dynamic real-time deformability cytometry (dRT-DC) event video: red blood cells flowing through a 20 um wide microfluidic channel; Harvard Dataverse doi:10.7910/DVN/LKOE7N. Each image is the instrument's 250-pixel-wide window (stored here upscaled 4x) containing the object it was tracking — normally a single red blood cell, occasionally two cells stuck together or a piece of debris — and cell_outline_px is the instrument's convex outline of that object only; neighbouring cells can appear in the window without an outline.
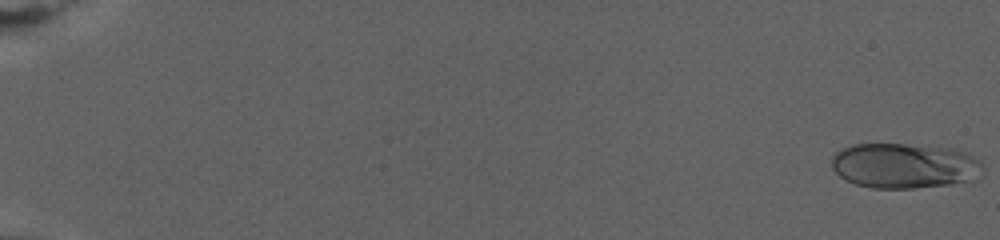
{"species": "human", "species_latin": "Homo sapiens", "temperature_condition": "warm", "stored_images_in_passage": 80, "camera_frame_rate_fps": 3000, "um_per_image_px": 0.085, "donor": {"sex": "female"}, "frame": {"image": 1, "passage_image": 1, "time_ms": 0.0, "image_size_px": [1000, 240], "cell_outline_px": [[984, 168], [964, 180], [948, 184], [912, 188], [872, 188], [856, 184], [840, 176], [832, 168], [832, 156], [836, 152], [852, 144], [904, 144], [952, 148], [972, 156], [980, 160], [984, 164]], "centroid_in_image_um": [76.8, 14.07], "position_along_channel_um": 8.2, "area_um2": 39.07}}
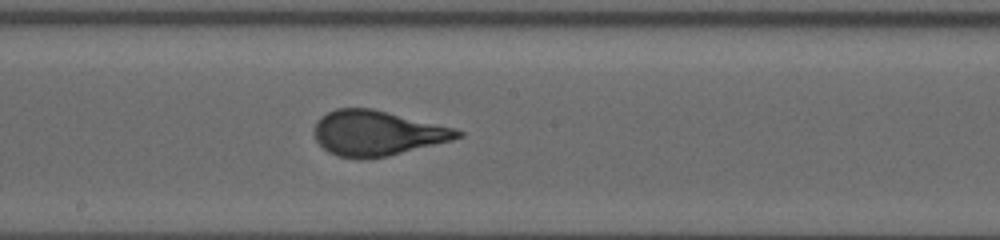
{"frame": {"image": 2, "passage_image": 47, "time_ms": 15.333, "image_size_px": [1000, 240], "cell_outline_px": [[464, 136], [452, 140], [388, 156], [360, 160], [356, 160], [336, 156], [328, 152], [316, 140], [316, 120], [320, 116], [336, 108], [372, 108], [456, 128], [464, 132]], "centroid_in_image_um": [32.06, 11.32], "position_along_channel_um": 216.1, "area_um2": 37.8}}
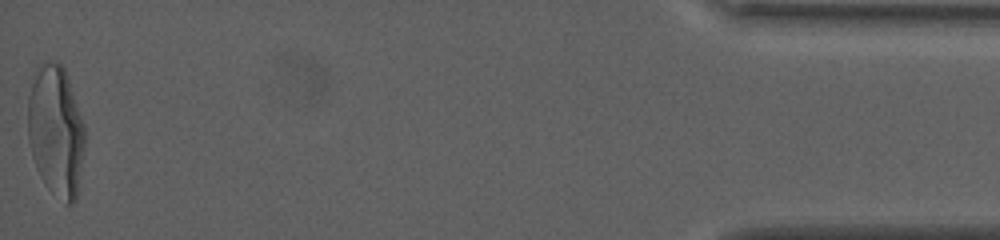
{"frame": {"image": 3, "passage_image": 80, "time_ms": 26.333, "image_size_px": [1000, 240], "cell_outline_px": [[84, 148], [76, 200], [72, 204], [64, 204], [44, 180], [32, 156], [28, 136], [28, 96], [32, 84], [40, 68], [44, 64], [60, 64], [64, 68], [84, 124]], "centroid_in_image_um": [4.77, 11.18], "position_along_channel_um": 430.4, "area_um2": 42.14}, "authors_computed_cell_mechanics": {"area_um2": 37.2521, "velocity_mm_per_s": 2.6833, "shape_relaxation_time_tau1_ms": 7.6437, "shape_relaxation_time_tau2_ms": null, "deformation_change_tau1": 0.2635, "deformation_change_tau2": null}}